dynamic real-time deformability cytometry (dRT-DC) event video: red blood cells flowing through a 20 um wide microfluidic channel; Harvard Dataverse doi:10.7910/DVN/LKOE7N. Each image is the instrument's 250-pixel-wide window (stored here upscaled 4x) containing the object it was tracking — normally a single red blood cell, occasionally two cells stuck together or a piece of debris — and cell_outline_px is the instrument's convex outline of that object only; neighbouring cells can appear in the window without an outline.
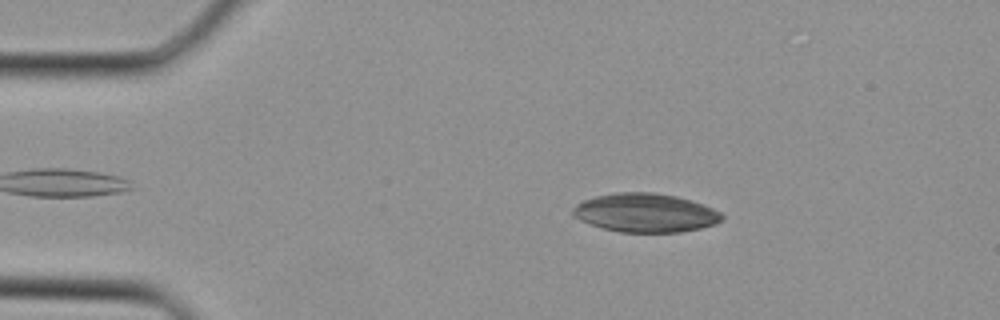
{"species": "Egyptian fruit bat (a non-hibernating species)", "species_latin": "Rousettus aegyptiacus", "temperature_condition": "cold", "stored_images_in_passage": 15, "camera_frame_rate_fps": 3000, "um_per_image_px": 0.085, "animal": {"sex": "female"}, "frame": {"image": 1, "passage_image": 6, "time_ms": 1.667, "image_size_px": [1000, 320], "cell_outline_px": [[724, 220], [716, 224], [700, 228], [680, 232], [620, 232], [604, 228], [580, 220], [572, 216], [572, 208], [576, 204], [584, 200], [596, 196], [616, 192], [652, 192], [676, 196], [692, 200], [712, 208], [720, 212], [724, 216]], "centroid_in_image_um": [54.87, 18.08], "position_along_channel_um": 30.1, "area_um2": 33.7}}
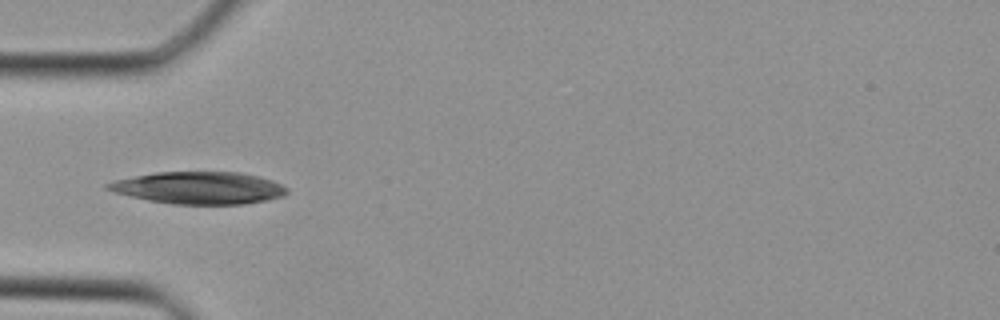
{"frame": {"image": 2, "passage_image": 11, "time_ms": 3.333, "image_size_px": [1000, 320], "cell_outline_px": [[288, 192], [284, 196], [268, 200], [244, 204], [172, 204], [148, 200], [112, 192], [104, 188], [104, 184], [112, 180], [156, 172], [240, 172], [272, 180], [288, 188]], "centroid_in_image_um": [16.87, 15.97], "position_along_channel_um": 68.1, "area_um2": 33.81}}
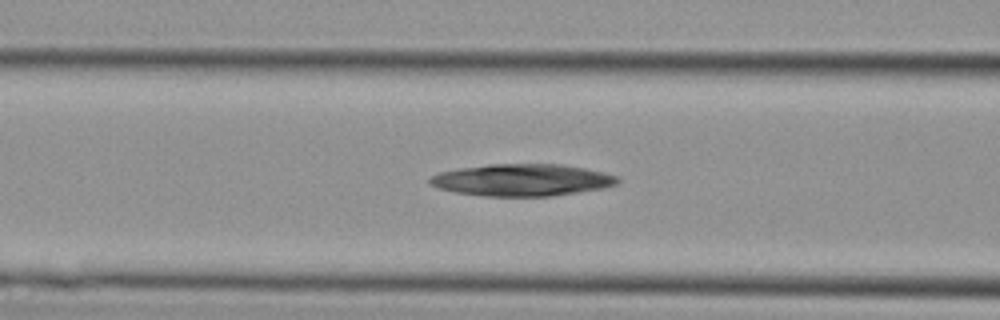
{"frame": {"image": 3, "passage_image": 14, "time_ms": 4.333, "image_size_px": [1000, 320], "cell_outline_px": [[620, 180], [616, 184], [604, 188], [552, 196], [484, 196], [456, 192], [440, 188], [428, 184], [428, 180], [432, 176], [440, 172], [460, 168], [488, 164], [560, 164], [584, 168], [616, 176]], "centroid_in_image_um": [44.35, 15.3], "position_along_channel_um": 122.2, "area_um2": 34.8}}